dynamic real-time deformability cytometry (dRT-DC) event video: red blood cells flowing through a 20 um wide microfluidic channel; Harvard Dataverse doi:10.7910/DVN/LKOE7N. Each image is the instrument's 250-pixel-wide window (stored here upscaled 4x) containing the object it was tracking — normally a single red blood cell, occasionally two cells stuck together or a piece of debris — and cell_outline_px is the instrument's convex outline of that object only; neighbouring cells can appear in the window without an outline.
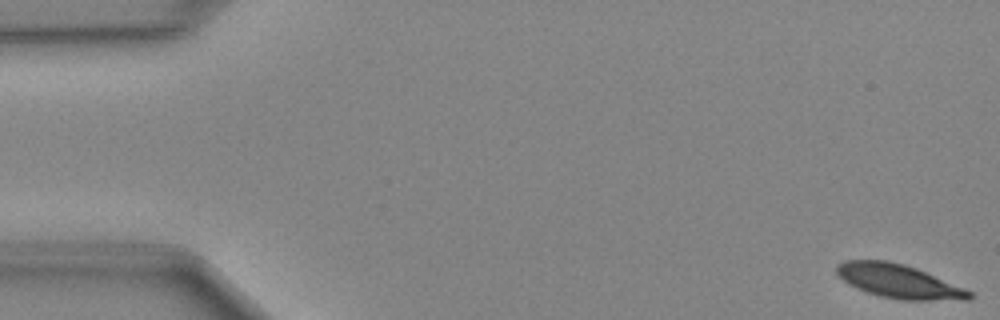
{"species": "Egyptian fruit bat (a non-hibernating species)", "species_latin": "Rousettus aegyptiacus", "temperature_condition": "cold", "stored_images_in_passage": 49, "camera_frame_rate_fps": 3000, "um_per_image_px": 0.085, "animal": {"sex": "female"}, "frame": {"image": 1, "passage_image": 1, "time_ms": 0.0, "image_size_px": [1000, 320], "cell_outline_px": [[972, 300], [900, 300], [880, 296], [856, 288], [848, 284], [836, 276], [836, 264], [844, 260], [888, 260], [904, 264], [916, 268], [964, 288], [972, 292]], "centroid_in_image_um": [76.35, 23.9], "position_along_channel_um": 8.6, "area_um2": 26.24}}
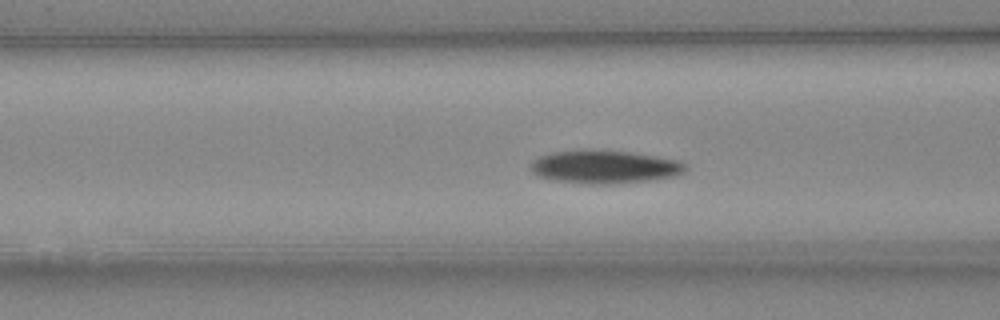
{"frame": {"image": 2, "passage_image": 19, "time_ms": 6.0, "image_size_px": [1000, 320], "cell_outline_px": [[688, 168], [684, 172], [672, 176], [648, 180], [612, 184], [588, 184], [556, 180], [540, 176], [532, 172], [528, 164], [532, 160], [540, 156], [552, 152], [580, 148], [588, 148], [632, 152], [680, 160], [688, 164]], "centroid_in_image_um": [51.37, 14.15], "position_along_channel_um": 115.2, "area_um2": 30.46}}
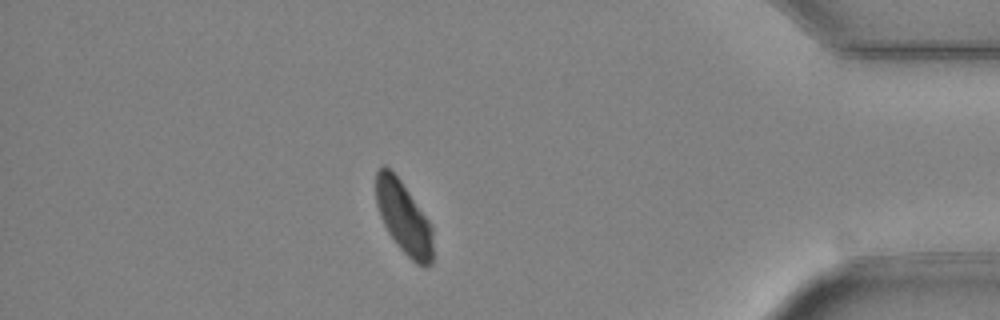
{"frame": {"image": 3, "passage_image": 43, "time_ms": 14.0, "image_size_px": [1000, 320], "cell_outline_px": [[432, 264], [424, 268], [416, 264], [396, 244], [388, 232], [380, 216], [376, 204], [376, 172], [384, 164], [400, 180], [432, 224]], "centroid_in_image_um": [34.32, 18.53], "position_along_channel_um": 400.9, "area_um2": 23.93}}